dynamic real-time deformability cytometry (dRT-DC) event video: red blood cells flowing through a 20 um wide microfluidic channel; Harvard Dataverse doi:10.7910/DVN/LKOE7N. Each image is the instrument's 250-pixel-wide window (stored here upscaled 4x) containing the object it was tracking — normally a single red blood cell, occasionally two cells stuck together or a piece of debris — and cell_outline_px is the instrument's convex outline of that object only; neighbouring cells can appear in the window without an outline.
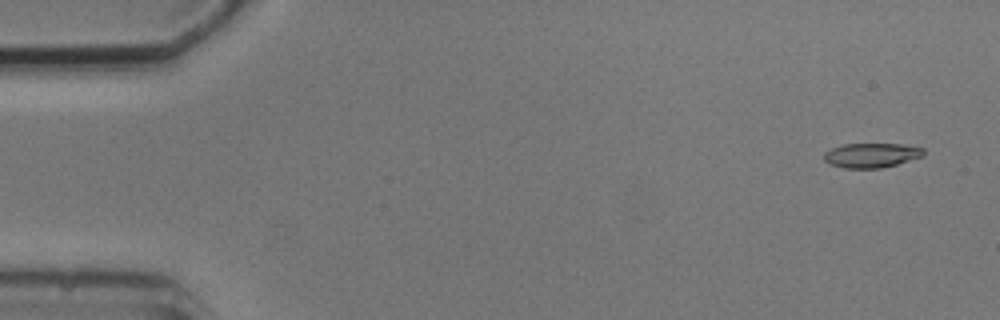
{"species": "common noctule bat (a hibernating species)", "species_latin": "Nyctalus noctula", "temperature_condition": "cold", "stored_images_in_passage": 6, "camera_frame_rate_fps": 3000, "um_per_image_px": 0.085, "animal": {"sex": "male", "body_mass_g": 20.5, "forearm_length_mm": 52.5}, "frame": {"image": 1, "passage_image": 1, "time_ms": 0.0, "image_size_px": [1000, 320], "cell_outline_px": [[924, 156], [896, 164], [880, 168], [844, 168], [828, 164], [824, 160], [824, 152], [832, 148], [844, 144], [900, 144], [924, 148]], "centroid_in_image_um": [74.05, 13.2], "position_along_channel_um": 10.9, "area_um2": 14.22}}
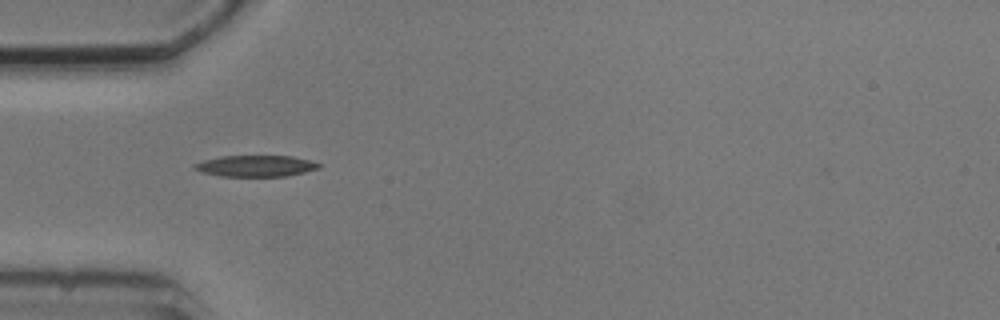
{"frame": {"image": 2, "passage_image": 5, "time_ms": 4.667, "image_size_px": [1000, 320], "cell_outline_px": [[320, 168], [288, 176], [220, 176], [200, 172], [192, 168], [192, 164], [204, 160], [220, 156], [292, 156], [308, 160], [320, 164]], "centroid_in_image_um": [21.68, 14.11], "position_along_channel_um": 63.3, "area_um2": 15.43}}
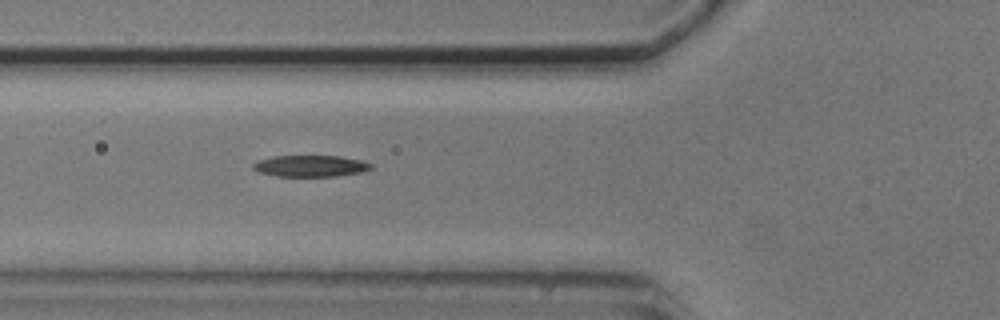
{"frame": {"image": 3, "passage_image": 6, "time_ms": 5.667, "image_size_px": [1000, 320], "cell_outline_px": [[372, 168], [360, 172], [336, 176], [276, 176], [260, 172], [252, 168], [252, 164], [256, 160], [272, 156], [340, 156], [360, 160], [372, 164]], "centroid_in_image_um": [26.34, 14.1], "position_along_channel_um": 99.5, "area_um2": 14.68}}